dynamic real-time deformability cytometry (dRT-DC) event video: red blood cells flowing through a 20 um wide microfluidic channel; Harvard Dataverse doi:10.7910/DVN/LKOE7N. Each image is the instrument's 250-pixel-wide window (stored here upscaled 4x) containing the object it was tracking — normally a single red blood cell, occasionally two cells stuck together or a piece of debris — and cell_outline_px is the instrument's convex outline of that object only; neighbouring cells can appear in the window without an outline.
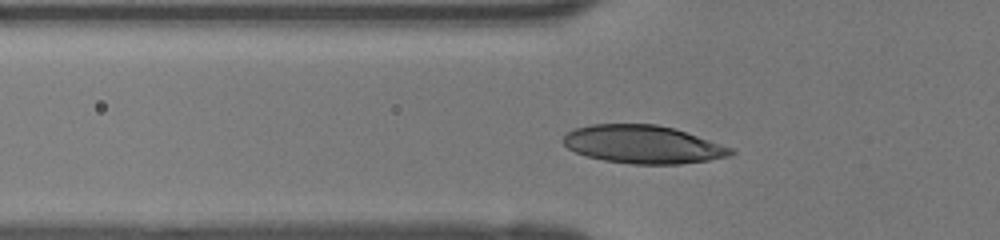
{"species": "human", "species_latin": "Homo sapiens", "temperature_condition": "room temperature", "stored_images_in_passage": 32, "camera_frame_rate_fps": 3000, "um_per_image_px": 0.085, "donor": {"sex": "female"}, "frame": {"image": 1, "passage_image": 8, "time_ms": 2.333, "image_size_px": [1000, 240], "cell_outline_px": [[736, 152], [732, 156], [708, 160], [680, 164], [632, 164], [604, 160], [588, 156], [576, 152], [568, 148], [564, 144], [564, 136], [568, 132], [576, 128], [592, 124], [656, 124], [672, 128], [732, 148]], "centroid_in_image_um": [54.65, 12.28], "position_along_channel_um": 71.1, "area_um2": 36.76}}
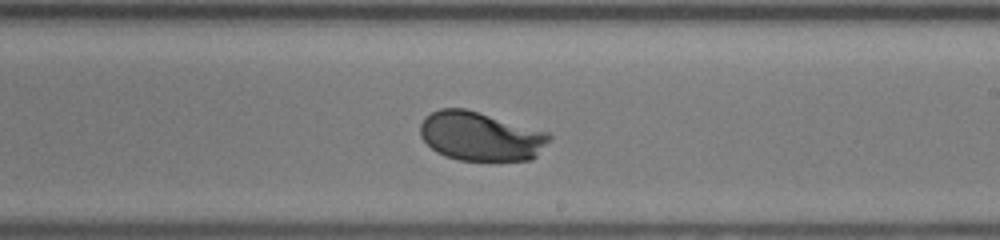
{"frame": {"image": 2, "passage_image": 20, "time_ms": 6.333, "image_size_px": [1000, 240], "cell_outline_px": [[552, 136], [536, 156], [532, 160], [460, 160], [444, 156], [436, 152], [420, 136], [420, 124], [432, 112], [440, 108], [464, 108], [548, 132]], "centroid_in_image_um": [40.84, 11.59], "position_along_channel_um": 248.2, "area_um2": 36.47}}
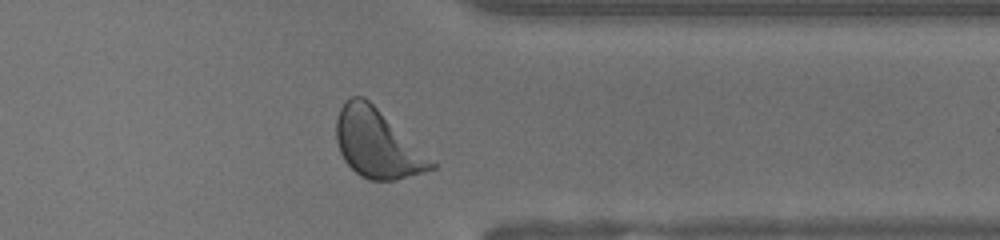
{"frame": {"image": 3, "passage_image": 29, "time_ms": 9.333, "image_size_px": [1000, 240], "cell_outline_px": [[436, 168], [424, 172], [396, 180], [368, 180], [360, 176], [344, 160], [340, 152], [336, 140], [336, 120], [340, 108], [344, 100], [352, 96], [364, 96], [436, 164]], "centroid_in_image_um": [32.01, 12.21], "position_along_channel_um": 379.4, "area_um2": 37.28}}